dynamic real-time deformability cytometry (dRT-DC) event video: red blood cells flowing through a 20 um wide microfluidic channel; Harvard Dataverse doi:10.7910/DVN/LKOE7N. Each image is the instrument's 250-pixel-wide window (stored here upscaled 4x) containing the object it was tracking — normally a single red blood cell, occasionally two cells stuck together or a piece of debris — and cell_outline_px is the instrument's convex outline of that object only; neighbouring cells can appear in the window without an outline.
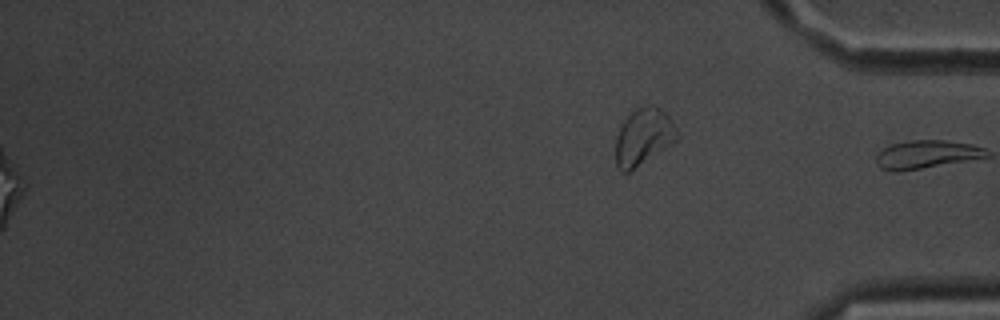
{"species": "common noctule bat (a hibernating species)", "species_latin": "Nyctalus noctula", "temperature_condition": "room temperature", "stored_images_in_passage": 54, "segment_of_instrument_passage": [2, 2], "camera_frame_rate_fps": 3000, "um_per_image_px": 0.085, "animal": {"sex": "male", "body_mass_g": 20.1, "forearm_length_mm": 53.5}, "frame": {"image": 1, "passage_image": 54, "time_ms": 17.667, "image_size_px": [1000, 320], "cell_outline_px": [[680, 136], [676, 140], [628, 172], [620, 172], [616, 164], [616, 136], [624, 120], [636, 108], [648, 104], [652, 104], [660, 108], [672, 120], [680, 132]], "centroid_in_image_um": [54.7, 11.59], "position_along_channel_um": 380.5, "area_um2": 20.11}}